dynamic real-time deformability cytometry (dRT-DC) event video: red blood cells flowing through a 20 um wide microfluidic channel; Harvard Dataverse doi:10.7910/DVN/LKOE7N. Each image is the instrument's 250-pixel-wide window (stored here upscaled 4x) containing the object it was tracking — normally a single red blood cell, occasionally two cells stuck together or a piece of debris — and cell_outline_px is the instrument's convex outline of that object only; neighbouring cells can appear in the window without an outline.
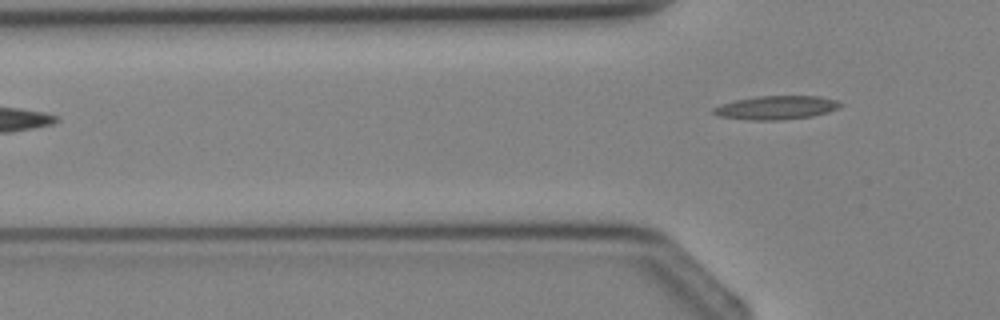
{"species": "Egyptian fruit bat (a non-hibernating species)", "species_latin": "Rousettus aegyptiacus", "temperature_condition": "cold", "stored_images_in_passage": 3, "camera_frame_rate_fps": 3000, "um_per_image_px": 0.085, "animal": {"sex": "female"}, "frame": {"image": 1, "passage_image": 3, "time_ms": 2.333, "image_size_px": [1000, 320], "cell_outline_px": [[844, 104], [840, 108], [828, 112], [812, 116], [780, 120], [752, 120], [720, 116], [712, 112], [712, 108], [736, 100], [756, 96], [820, 96], [836, 100]], "centroid_in_image_um": [66.04, 9.14], "position_along_channel_um": 59.8, "area_um2": 17.4}}